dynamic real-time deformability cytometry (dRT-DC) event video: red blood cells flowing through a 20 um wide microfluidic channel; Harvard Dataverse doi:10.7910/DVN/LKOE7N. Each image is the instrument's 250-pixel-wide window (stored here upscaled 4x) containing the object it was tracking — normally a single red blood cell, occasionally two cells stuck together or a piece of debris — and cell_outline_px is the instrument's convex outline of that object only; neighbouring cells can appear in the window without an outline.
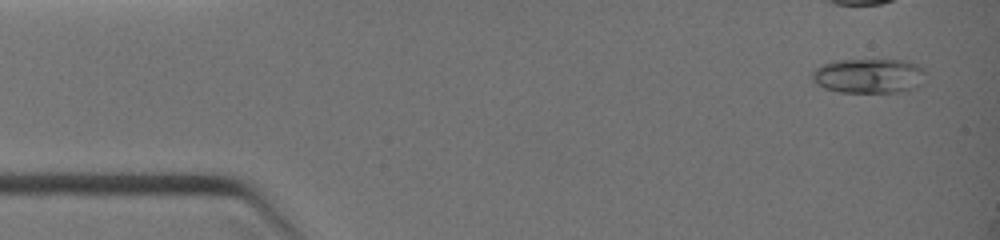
{"species": "common noctule bat (a hibernating species)", "species_latin": "Nyctalus noctula", "temperature_condition": "warm", "stored_images_in_passage": 4, "camera_frame_rate_fps": 3000, "um_per_image_px": 0.085, "animal": {"sex": "female", "body_mass_g": 19.0, "forearm_length_mm": 51.5}, "frame": {"image": 1, "passage_image": 1, "time_ms": 0.0, "image_size_px": [1000, 240], "cell_outline_px": [[928, 72], [920, 84], [908, 92], [840, 92], [824, 88], [816, 84], [812, 80], [812, 72], [820, 64], [836, 60], [876, 56], [908, 60], [924, 68]], "centroid_in_image_um": [73.89, 6.38], "position_along_channel_um": 11.1, "area_um2": 24.39}}